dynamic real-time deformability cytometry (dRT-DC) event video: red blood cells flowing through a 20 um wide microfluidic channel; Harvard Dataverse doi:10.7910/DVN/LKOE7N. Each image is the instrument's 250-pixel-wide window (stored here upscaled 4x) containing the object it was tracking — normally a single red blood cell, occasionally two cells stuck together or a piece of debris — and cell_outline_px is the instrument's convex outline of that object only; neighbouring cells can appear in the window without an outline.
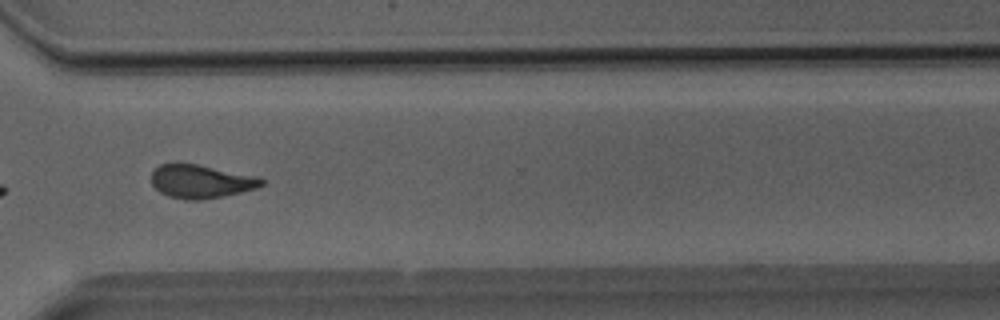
{"species": "Egyptian fruit bat (a non-hibernating species)", "species_latin": "Rousettus aegyptiacus", "temperature_condition": "room temperature", "stored_images_in_passage": 37, "camera_frame_rate_fps": 3000, "um_per_image_px": 0.085, "animal": {"sex": "male"}, "frame": {"image": 1, "passage_image": 27, "time_ms": 8.667, "image_size_px": [1000, 320], "cell_outline_px": [[268, 180], [264, 184], [256, 188], [224, 196], [200, 200], [184, 200], [168, 196], [160, 192], [152, 184], [152, 172], [160, 164], [196, 164], [260, 176]], "centroid_in_image_um": [17.14, 15.43], "position_along_channel_um": 353.5, "area_um2": 21.56}}